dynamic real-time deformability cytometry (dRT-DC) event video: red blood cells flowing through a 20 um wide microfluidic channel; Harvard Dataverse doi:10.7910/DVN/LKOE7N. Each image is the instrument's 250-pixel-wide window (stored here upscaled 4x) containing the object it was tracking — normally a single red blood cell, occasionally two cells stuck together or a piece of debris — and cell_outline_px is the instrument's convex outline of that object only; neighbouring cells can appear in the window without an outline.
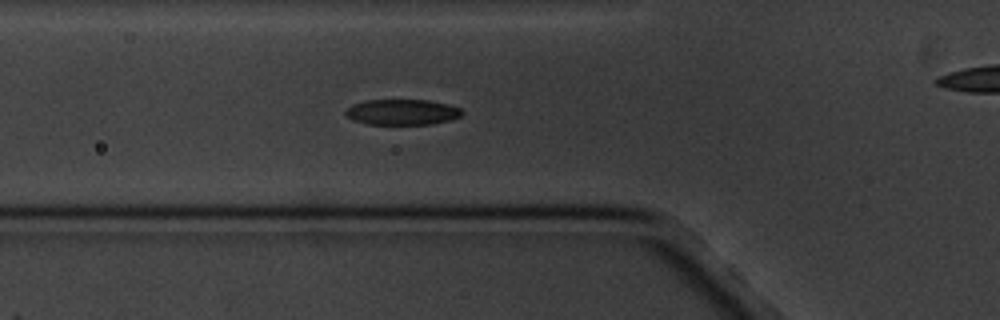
{"species": "common noctule bat (a hibernating species)", "species_latin": "Nyctalus noctula", "temperature_condition": "cold", "stored_images_in_passage": 5, "segment_of_instrument_passage": [1, 2], "camera_frame_rate_fps": 3000, "um_per_image_px": 0.085, "animal": {"sex": "male", "body_mass_g": 20.1, "forearm_length_mm": 53.5}, "frame": {"image": 1, "passage_image": 4, "time_ms": 3.333, "image_size_px": [1000, 320], "cell_outline_px": [[464, 112], [460, 116], [448, 120], [432, 124], [368, 124], [352, 120], [344, 112], [352, 104], [364, 100], [428, 100], [448, 104], [460, 108]], "centroid_in_image_um": [34.17, 9.52], "position_along_channel_um": 91.6, "area_um2": 17.34}}